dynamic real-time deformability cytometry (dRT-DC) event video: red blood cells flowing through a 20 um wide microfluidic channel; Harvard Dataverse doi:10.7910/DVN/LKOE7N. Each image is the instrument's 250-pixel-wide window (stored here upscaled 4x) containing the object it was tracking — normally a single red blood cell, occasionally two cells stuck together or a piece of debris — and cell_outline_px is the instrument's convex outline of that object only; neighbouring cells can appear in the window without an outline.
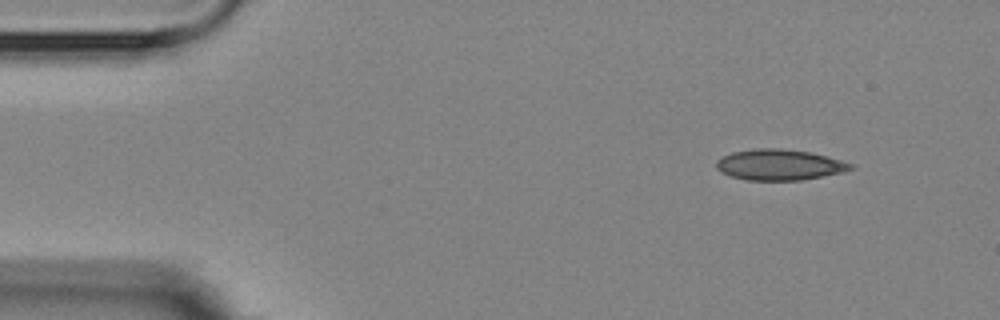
{"species": "Egyptian fruit bat (a non-hibernating species)", "species_latin": "Rousettus aegyptiacus", "temperature_condition": "room temperature", "stored_images_in_passage": 9, "camera_frame_rate_fps": 3000, "um_per_image_px": 0.085, "animal": {"sex": "female"}, "frame": {"image": 1, "passage_image": 1, "time_ms": 0.0, "image_size_px": [1000, 320], "cell_outline_px": [[856, 168], [840, 172], [800, 180], [748, 180], [732, 176], [720, 172], [716, 168], [716, 160], [732, 152], [756, 148], [780, 148], [808, 152], [856, 164]], "centroid_in_image_um": [66.23, 14.0], "position_along_channel_um": 18.8, "area_um2": 23.87}}
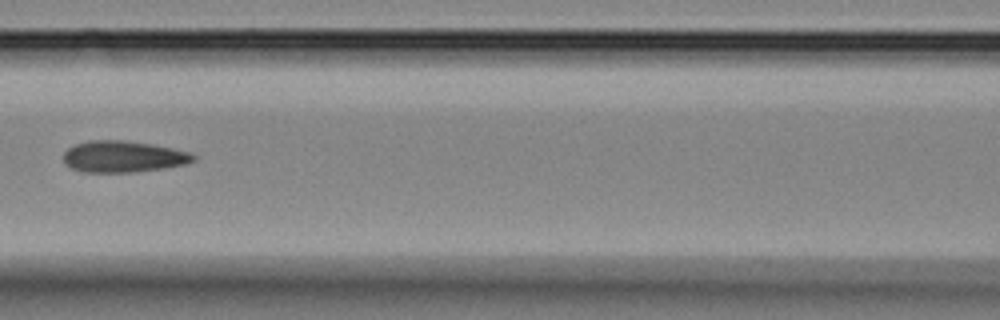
{"frame": {"image": 2, "passage_image": 6, "time_ms": 6.0, "image_size_px": [1000, 320], "cell_outline_px": [[196, 160], [184, 164], [164, 168], [136, 172], [84, 172], [72, 168], [64, 164], [64, 152], [68, 148], [76, 144], [88, 140], [124, 140], [152, 144], [172, 148], [188, 152], [196, 156]], "centroid_in_image_um": [10.46, 13.31], "position_along_channel_um": 156.1, "area_um2": 23.81}}
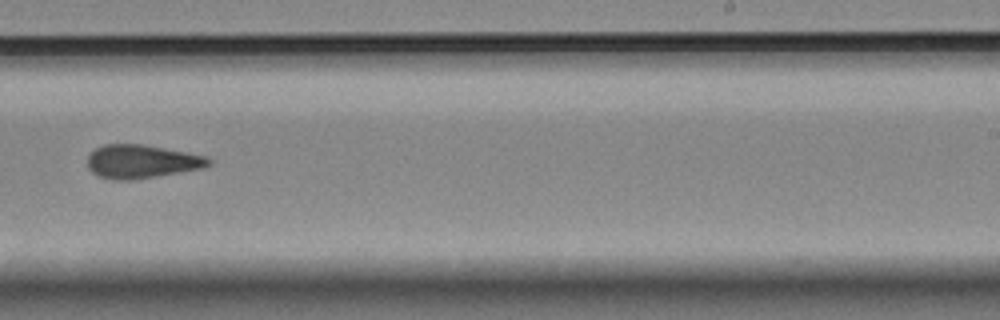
{"frame": {"image": 3, "passage_image": 9, "time_ms": 9.333, "image_size_px": [1000, 320], "cell_outline_px": [[212, 164], [204, 168], [132, 180], [112, 180], [100, 176], [92, 172], [88, 168], [88, 156], [96, 148], [104, 144], [140, 144], [208, 156], [212, 160]], "centroid_in_image_um": [12.06, 13.73], "position_along_channel_um": 276.9, "area_um2": 23.58}}